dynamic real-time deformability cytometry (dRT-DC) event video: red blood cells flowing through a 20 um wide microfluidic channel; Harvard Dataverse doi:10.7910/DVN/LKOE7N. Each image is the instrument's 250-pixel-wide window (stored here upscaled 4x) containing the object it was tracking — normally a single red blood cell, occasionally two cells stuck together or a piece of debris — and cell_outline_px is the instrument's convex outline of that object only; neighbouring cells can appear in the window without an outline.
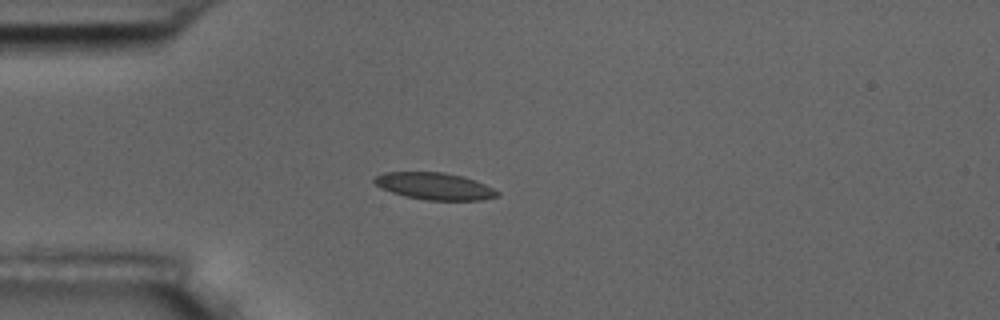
{"species": "common noctule bat (a hibernating species)", "species_latin": "Nyctalus noctula", "temperature_condition": "room temperature", "stored_images_in_passage": 4, "camera_frame_rate_fps": 3000, "um_per_image_px": 0.085, "animal": {"sex": "male", "body_mass_g": 17.5, "forearm_length_mm": 52.3}, "frame": {"image": 1, "passage_image": 4, "time_ms": 3.333, "image_size_px": [1000, 320], "cell_outline_px": [[500, 196], [480, 200], [424, 200], [404, 196], [392, 192], [376, 184], [372, 180], [376, 176], [384, 172], [444, 172], [460, 176], [484, 184], [500, 192]], "centroid_in_image_um": [36.94, 15.83], "position_along_channel_um": 48.1, "area_um2": 19.13}}